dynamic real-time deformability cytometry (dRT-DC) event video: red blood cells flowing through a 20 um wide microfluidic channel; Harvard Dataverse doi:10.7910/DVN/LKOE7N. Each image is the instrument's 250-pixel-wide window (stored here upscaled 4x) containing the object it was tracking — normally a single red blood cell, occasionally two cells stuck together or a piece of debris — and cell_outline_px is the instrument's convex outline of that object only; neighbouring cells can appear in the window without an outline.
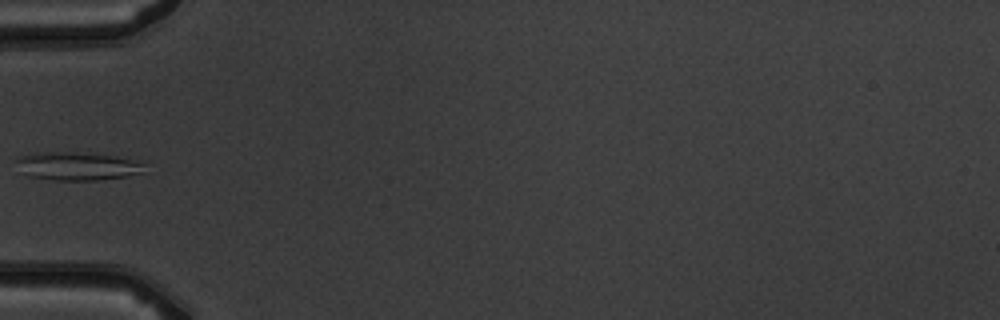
{"species": "common noctule bat (a hibernating species)", "species_latin": "Nyctalus noctula", "temperature_condition": "warm", "stored_images_in_passage": 4, "camera_frame_rate_fps": 3000, "um_per_image_px": 0.085, "animal": {"sex": "male", "body_mass_g": 19.5, "forearm_length_mm": 54.6}, "frame": {"image": 1, "passage_image": 4, "time_ms": 4.333, "image_size_px": [1000, 320], "cell_outline_px": [[148, 164], [140, 172], [128, 176], [100, 180], [56, 180], [28, 176], [20, 172], [12, 160], [16, 156], [32, 152], [72, 152], [112, 156], [144, 160]], "centroid_in_image_um": [6.51, 14.11], "position_along_channel_um": 78.5, "area_um2": 21.68}}